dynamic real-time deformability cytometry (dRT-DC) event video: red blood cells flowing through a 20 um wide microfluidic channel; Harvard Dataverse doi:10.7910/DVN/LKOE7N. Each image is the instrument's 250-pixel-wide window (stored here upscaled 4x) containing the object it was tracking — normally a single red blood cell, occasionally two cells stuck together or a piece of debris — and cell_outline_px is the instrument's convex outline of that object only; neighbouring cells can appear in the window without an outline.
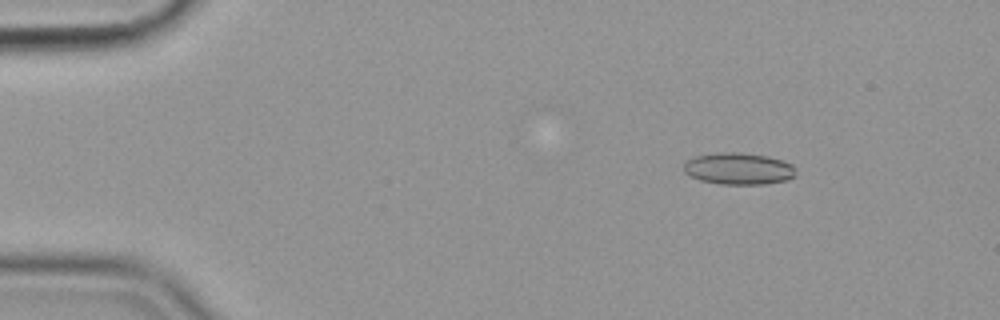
{"species": "common noctule bat (a hibernating species)", "species_latin": "Nyctalus noctula", "temperature_condition": "cold", "stored_images_in_passage": 56, "camera_frame_rate_fps": 3000, "um_per_image_px": 0.085, "animal": {"sex": "female", "body_mass_g": 19.9}, "frame": {"image": 1, "passage_image": 8, "time_ms": 2.333, "image_size_px": [1000, 320], "cell_outline_px": [[796, 176], [788, 180], [764, 184], [720, 184], [700, 180], [684, 172], [684, 164], [688, 160], [696, 156], [716, 152], [740, 152], [768, 156], [784, 160], [792, 164], [796, 168]], "centroid_in_image_um": [62.83, 14.33], "position_along_channel_um": 22.2, "area_um2": 20.98}}
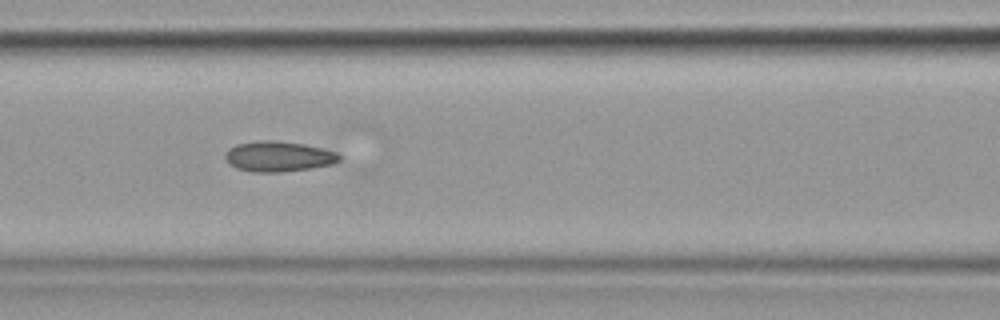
{"frame": {"image": 2, "passage_image": 25, "time_ms": 8.0, "image_size_px": [1000, 320], "cell_outline_px": [[340, 160], [336, 164], [312, 168], [280, 172], [252, 172], [236, 168], [228, 164], [224, 156], [228, 148], [236, 144], [256, 140], [276, 140], [304, 144], [336, 152], [340, 156]], "centroid_in_image_um": [23.64, 13.3], "position_along_channel_um": 143.0, "area_um2": 20.46}}
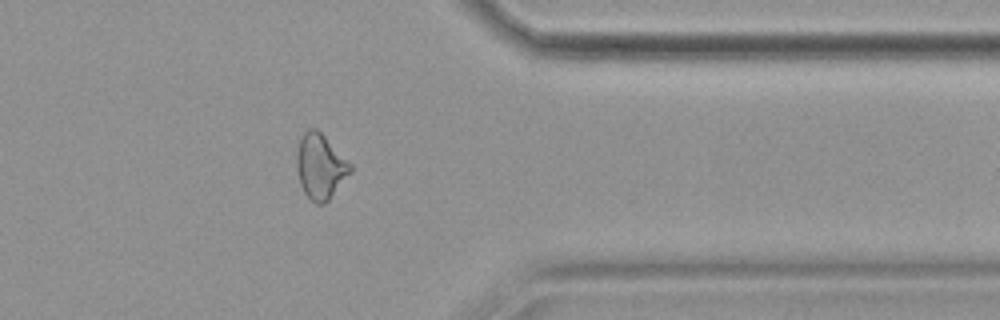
{"frame": {"image": 3, "passage_image": 46, "time_ms": 15.0, "image_size_px": [1000, 320], "cell_outline_px": [[352, 172], [328, 200], [324, 204], [316, 204], [304, 192], [300, 184], [296, 168], [296, 156], [300, 140], [304, 132], [308, 128], [316, 128], [352, 164]], "centroid_in_image_um": [27.23, 14.15], "position_along_channel_um": 384.2, "area_um2": 20.23}, "authors_computed_cell_mechanics": {"area_um2": 20.2011, "velocity_mm_per_s": 3.597, "shape_relaxation_time_tau1_ms": null, "shape_relaxation_time_tau2_ms": 2.8964, "deformation_change_tau1": null, "deformation_change_tau2": 0.1057}}